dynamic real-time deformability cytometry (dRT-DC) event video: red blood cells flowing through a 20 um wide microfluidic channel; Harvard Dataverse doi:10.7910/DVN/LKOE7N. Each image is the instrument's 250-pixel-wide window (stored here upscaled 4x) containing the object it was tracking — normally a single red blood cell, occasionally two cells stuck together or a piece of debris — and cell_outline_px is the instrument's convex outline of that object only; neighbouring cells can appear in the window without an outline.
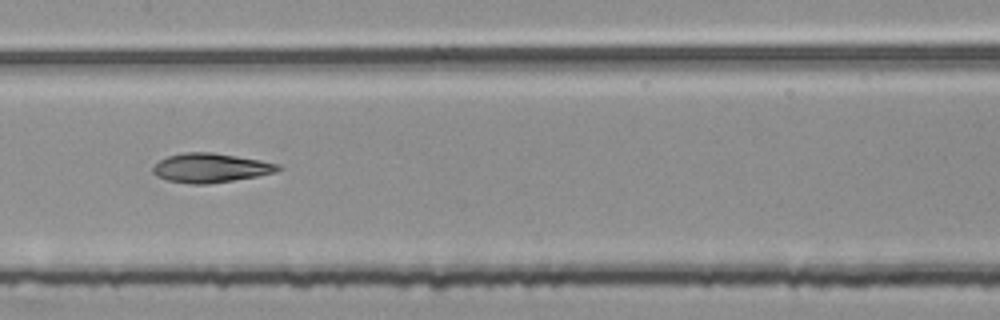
{"species": "common noctule bat (a hibernating species)", "species_latin": "Nyctalus noctula", "temperature_condition": "room temperature", "stored_images_in_passage": 54, "segment_of_instrument_passage": [2, 2], "camera_frame_rate_fps": 3000, "um_per_image_px": 0.085, "animal": {"sex": "female", "body_mass_g": 25.1}, "frame": {"image": 1, "passage_image": 27, "time_ms": 8.667, "image_size_px": [1000, 320], "cell_outline_px": [[284, 168], [276, 172], [256, 176], [208, 184], [192, 184], [168, 180], [156, 176], [152, 172], [152, 168], [160, 160], [168, 156], [184, 152], [212, 152], [260, 160], [280, 164]], "centroid_in_image_um": [17.91, 14.26], "position_along_channel_um": 189.5, "area_um2": 21.21}}
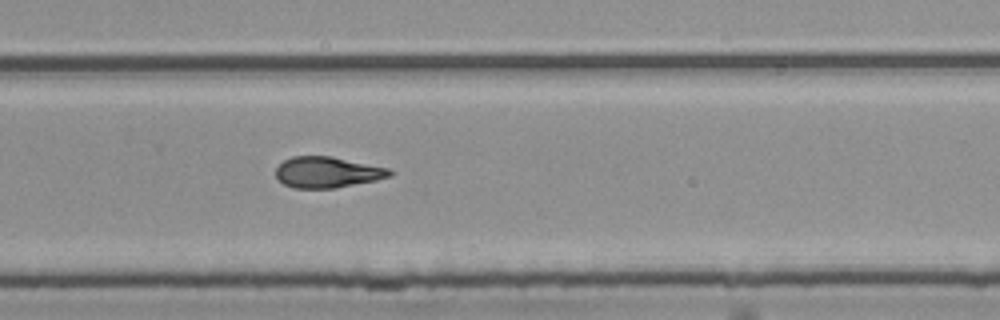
{"frame": {"image": 2, "passage_image": 36, "time_ms": 11.667, "image_size_px": [1000, 320], "cell_outline_px": [[396, 172], [392, 176], [376, 180], [332, 188], [292, 188], [284, 184], [276, 176], [276, 168], [284, 160], [292, 156], [332, 156], [388, 168]], "centroid_in_image_um": [27.84, 14.63], "position_along_channel_um": 302.0, "area_um2": 20.52}}
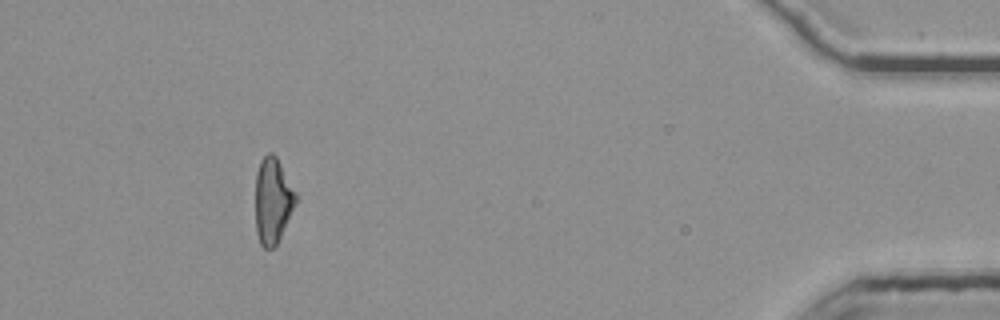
{"frame": {"image": 3, "passage_image": 50, "time_ms": 16.333, "image_size_px": [1000, 320], "cell_outline_px": [[296, 200], [280, 236], [276, 244], [272, 248], [264, 248], [260, 244], [256, 232], [256, 172], [260, 160], [268, 152], [272, 152], [276, 156], [296, 192]], "centroid_in_image_um": [23.15, 17.01], "position_along_channel_um": 412.0, "area_um2": 19.77}}